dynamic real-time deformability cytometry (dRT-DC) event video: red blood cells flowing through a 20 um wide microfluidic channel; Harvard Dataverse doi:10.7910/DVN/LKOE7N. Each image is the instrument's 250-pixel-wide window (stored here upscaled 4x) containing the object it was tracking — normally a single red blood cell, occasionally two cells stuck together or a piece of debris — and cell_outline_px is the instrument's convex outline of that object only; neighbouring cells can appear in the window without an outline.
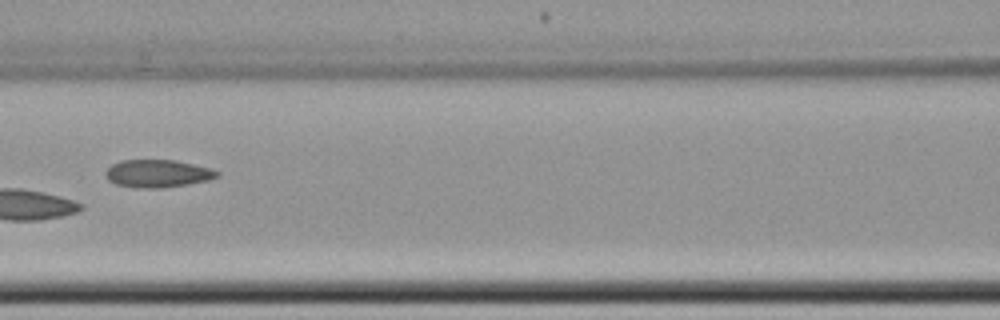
{"species": "common noctule bat (a hibernating species)", "species_latin": "Nyctalus noctula", "temperature_condition": "cold", "stored_images_in_passage": 7, "camera_frame_rate_fps": 3000, "um_per_image_px": 0.085, "animal": {"sex": "female", "body_mass_g": 22.7, "forearm_length_mm": 54.2}, "frame": {"image": 1, "passage_image": 7, "time_ms": 7.333, "image_size_px": [1000, 320], "cell_outline_px": [[220, 176], [208, 180], [188, 184], [160, 188], [136, 188], [116, 184], [108, 180], [104, 172], [112, 164], [120, 160], [176, 160], [212, 168], [220, 172]], "centroid_in_image_um": [13.41, 14.75], "position_along_channel_um": 153.2, "area_um2": 18.15}}